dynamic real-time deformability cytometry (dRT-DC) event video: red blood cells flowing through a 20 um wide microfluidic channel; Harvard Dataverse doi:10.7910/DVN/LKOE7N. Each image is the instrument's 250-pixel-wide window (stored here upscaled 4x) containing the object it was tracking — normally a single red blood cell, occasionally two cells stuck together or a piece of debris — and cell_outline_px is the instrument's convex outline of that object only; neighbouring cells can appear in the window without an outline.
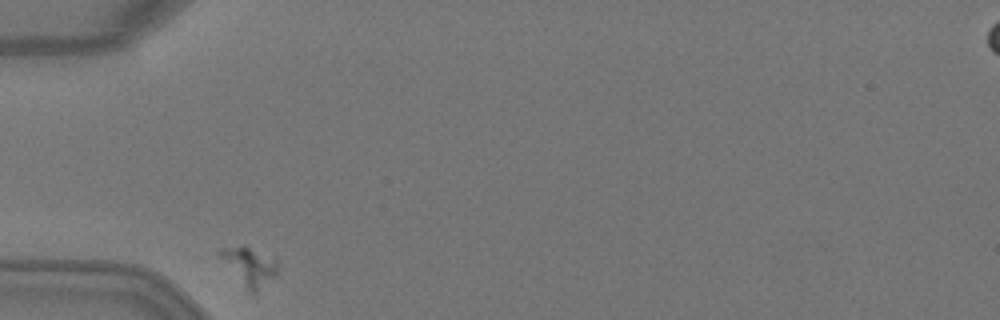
{"species": "Egyptian fruit bat (a non-hibernating species)", "species_latin": "Rousettus aegyptiacus", "temperature_condition": "warm", "stored_images_in_passage": 2, "camera_frame_rate_fps": 3000, "um_per_image_px": 0.085, "animal": {"sex": "female"}, "frame": {"image": 1, "passage_image": 1, "time_ms": 0.0, "image_size_px": [1000, 320], "cell_outline_px": [[276, 272], [256, 292], [252, 292], [244, 284], [216, 252], [220, 248], [248, 248], [276, 256]], "centroid_in_image_um": [21.23, 22.59], "position_along_channel_um": 63.8, "area_um2": 11.68}}